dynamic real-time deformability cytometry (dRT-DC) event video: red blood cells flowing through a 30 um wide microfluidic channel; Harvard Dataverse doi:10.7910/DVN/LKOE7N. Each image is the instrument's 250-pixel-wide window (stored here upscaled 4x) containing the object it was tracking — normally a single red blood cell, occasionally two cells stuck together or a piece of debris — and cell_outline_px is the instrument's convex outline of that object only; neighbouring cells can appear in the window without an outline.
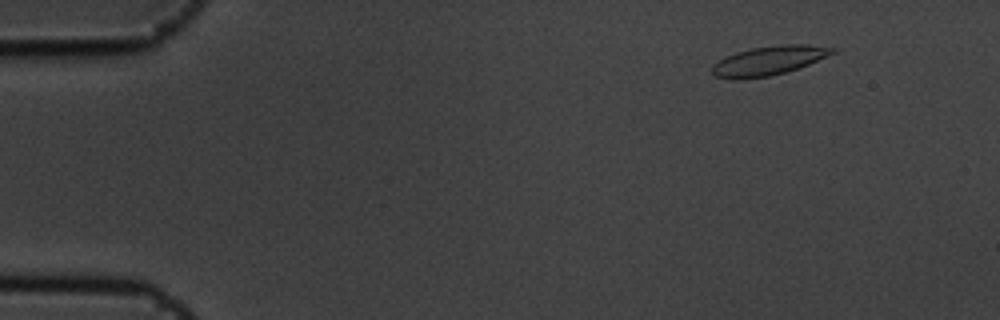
{"species": "common noctule bat (a hibernating species)", "species_latin": "Nyctalus noctula", "temperature_condition": "cold", "stored_images_in_passage": 5, "camera_frame_rate_fps": 3000, "um_per_image_px": 0.085, "animal": {"sex": "male", "body_mass_g": 19.5, "forearm_length_mm": 54.6}, "frame": {"image": 1, "passage_image": 2, "time_ms": 0.333, "image_size_px": [1000, 320], "cell_outline_px": [[840, 48], [836, 52], [808, 64], [784, 72], [768, 76], [736, 80], [732, 80], [716, 76], [712, 72], [712, 64], [724, 56], [736, 52], [752, 48], [784, 44], [808, 44]], "centroid_in_image_um": [65.33, 5.14], "position_along_channel_um": 19.7, "area_um2": 20.46}}
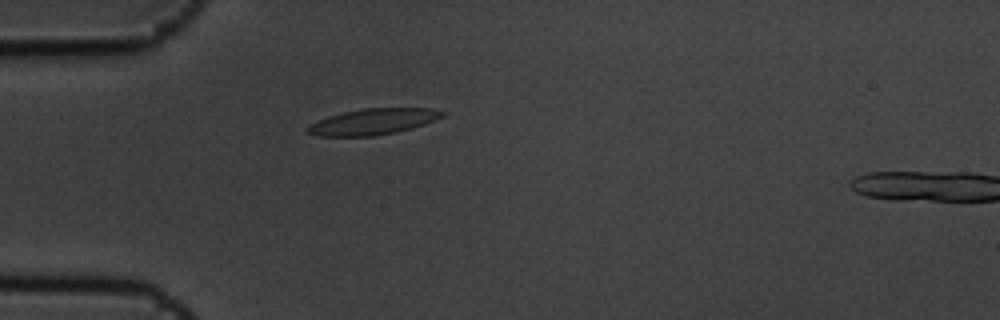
{"frame": {"image": 2, "passage_image": 5, "time_ms": 1.333, "image_size_px": [1000, 320], "cell_outline_px": [[448, 112], [444, 116], [424, 124], [412, 128], [396, 132], [372, 136], [316, 136], [308, 132], [304, 128], [308, 124], [328, 116], [344, 112], [364, 108], [432, 108]], "centroid_in_image_um": [31.7, 10.34], "position_along_channel_um": 53.3, "area_um2": 20.52}}